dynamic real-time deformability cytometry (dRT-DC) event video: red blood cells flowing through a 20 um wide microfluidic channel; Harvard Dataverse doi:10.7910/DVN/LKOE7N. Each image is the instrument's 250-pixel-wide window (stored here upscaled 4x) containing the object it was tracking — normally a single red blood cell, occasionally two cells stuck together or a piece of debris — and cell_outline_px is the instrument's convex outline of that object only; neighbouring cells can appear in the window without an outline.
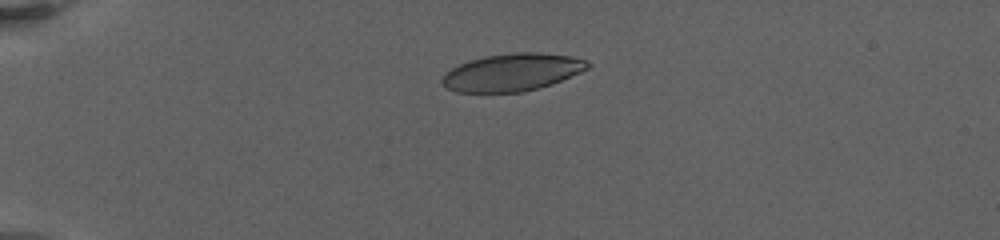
{"species": "human", "species_latin": "Homo sapiens", "temperature_condition": "warm", "stored_images_in_passage": 11, "camera_frame_rate_fps": 3000, "um_per_image_px": 0.085, "donor": {"sex": "female"}, "frame": {"image": 1, "passage_image": 7, "time_ms": 5.333, "image_size_px": [1000, 240], "cell_outline_px": [[592, 64], [588, 68], [580, 72], [552, 84], [520, 92], [456, 92], [448, 88], [440, 80], [452, 68], [460, 64], [484, 56], [512, 52], [536, 52], [572, 56], [584, 60]], "centroid_in_image_um": [43.56, 6.14], "position_along_channel_um": 41.4, "area_um2": 31.44}}
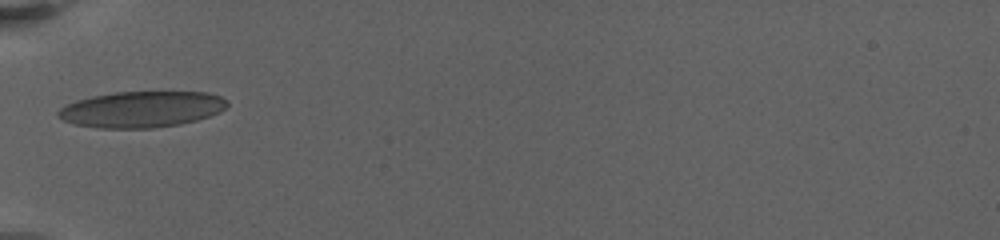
{"frame": {"image": 2, "passage_image": 10, "time_ms": 8.0, "image_size_px": [1000, 240], "cell_outline_px": [[228, 104], [220, 112], [196, 120], [180, 124], [152, 128], [100, 128], [76, 124], [64, 120], [56, 116], [56, 112], [60, 108], [76, 100], [92, 96], [112, 92], [208, 92], [220, 96], [228, 100]], "centroid_in_image_um": [12.04, 9.28], "position_along_channel_um": 73.0, "area_um2": 35.55}}